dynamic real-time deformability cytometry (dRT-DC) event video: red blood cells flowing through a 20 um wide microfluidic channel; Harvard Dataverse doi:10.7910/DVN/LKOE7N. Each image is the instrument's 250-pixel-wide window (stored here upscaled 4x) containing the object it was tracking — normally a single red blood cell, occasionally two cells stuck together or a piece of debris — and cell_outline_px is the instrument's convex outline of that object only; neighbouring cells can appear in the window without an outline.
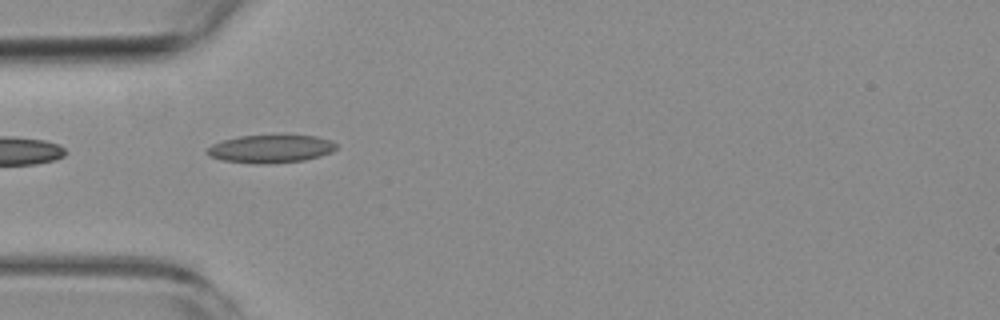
{"species": "common noctule bat (a hibernating species)", "species_latin": "Nyctalus noctula", "temperature_condition": "room temperature", "stored_images_in_passage": 8, "camera_frame_rate_fps": 3000, "um_per_image_px": 0.085, "animal": {"sex": "female", "body_mass_g": 19.3, "forearm_length_mm": 54.1}, "frame": {"image": 1, "passage_image": 4, "time_ms": 4.667, "image_size_px": [1000, 320], "cell_outline_px": [[336, 148], [332, 152], [320, 156], [304, 160], [268, 164], [256, 164], [224, 160], [208, 156], [204, 152], [212, 144], [224, 140], [240, 136], [316, 136], [328, 140], [336, 144]], "centroid_in_image_um": [22.97, 12.67], "position_along_channel_um": 62.0, "area_um2": 20.81}}
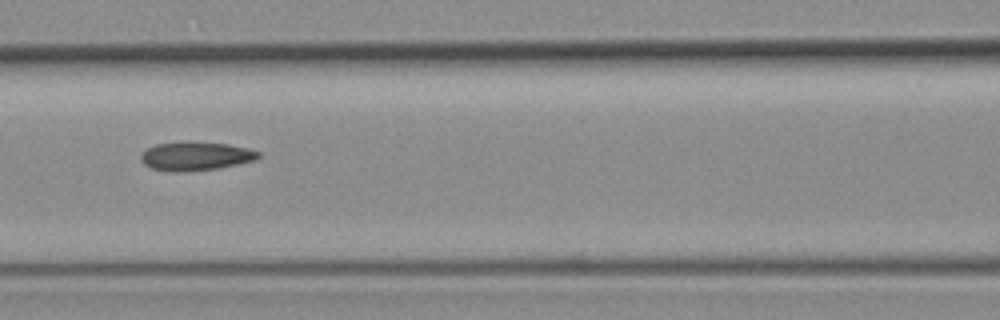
{"frame": {"image": 2, "passage_image": 6, "time_ms": 7.0, "image_size_px": [1000, 320], "cell_outline_px": [[260, 156], [256, 160], [216, 168], [188, 172], [168, 172], [152, 168], [144, 164], [140, 160], [140, 156], [148, 148], [156, 144], [184, 140], [188, 140], [228, 144], [248, 148], [260, 152]], "centroid_in_image_um": [16.61, 13.25], "position_along_channel_um": 150.0, "area_um2": 20.0}}
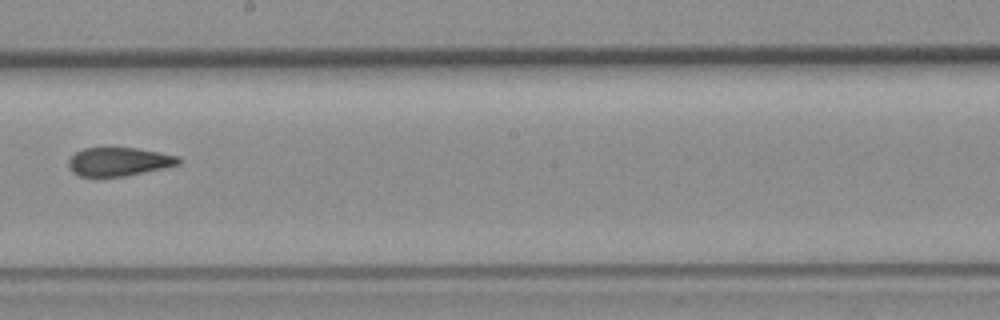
{"frame": {"image": 3, "passage_image": 8, "time_ms": 9.333, "image_size_px": [1000, 320], "cell_outline_px": [[180, 164], [164, 168], [124, 176], [80, 176], [72, 172], [68, 164], [68, 160], [76, 152], [84, 148], [136, 148], [160, 152], [180, 156]], "centroid_in_image_um": [10.12, 13.74], "position_along_channel_um": 238.1, "area_um2": 18.21}}